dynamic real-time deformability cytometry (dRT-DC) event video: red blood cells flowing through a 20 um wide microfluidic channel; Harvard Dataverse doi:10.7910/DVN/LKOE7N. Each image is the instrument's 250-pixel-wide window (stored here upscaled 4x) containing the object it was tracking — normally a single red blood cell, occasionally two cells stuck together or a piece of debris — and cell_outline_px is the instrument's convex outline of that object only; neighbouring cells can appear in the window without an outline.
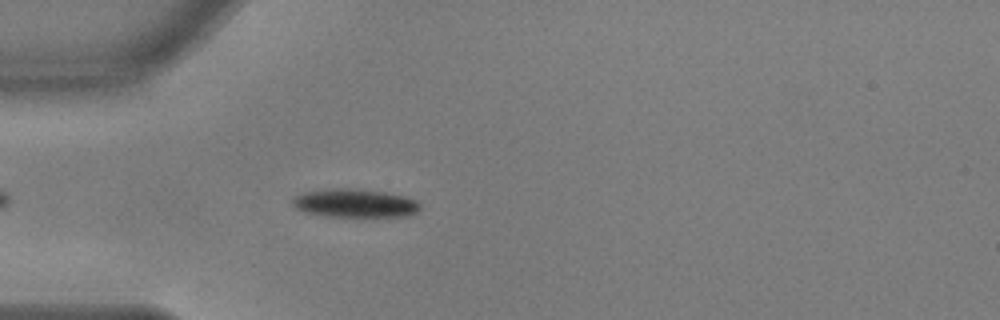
{"species": "common noctule bat (a hibernating species)", "species_latin": "Nyctalus noctula", "temperature_condition": "warm", "stored_images_in_passage": 38, "camera_frame_rate_fps": 3000, "um_per_image_px": 0.085, "animal": {"sex": "male", "body_mass_g": 17.9, "forearm_length_mm": 54.2}, "frame": {"image": 1, "passage_image": 6, "time_ms": 1.667, "image_size_px": [1000, 320], "cell_outline_px": [[420, 208], [412, 216], [328, 216], [304, 212], [296, 208], [292, 204], [292, 196], [300, 192], [328, 188], [360, 188], [384, 192], [404, 196], [416, 200], [420, 204]], "centroid_in_image_um": [30.12, 17.25], "position_along_channel_um": 54.9, "area_um2": 21.44}}
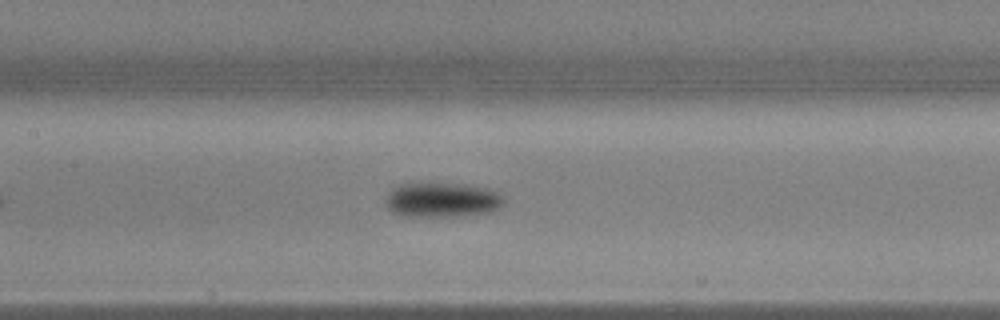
{"frame": {"image": 2, "passage_image": 16, "time_ms": 5.0, "image_size_px": [1000, 320], "cell_outline_px": [[504, 204], [500, 208], [492, 212], [452, 216], [408, 216], [392, 212], [388, 208], [384, 200], [392, 188], [400, 184], [464, 184], [484, 188], [496, 192], [504, 196]], "centroid_in_image_um": [37.59, 17.0], "position_along_channel_um": 169.8, "area_um2": 23.7}}
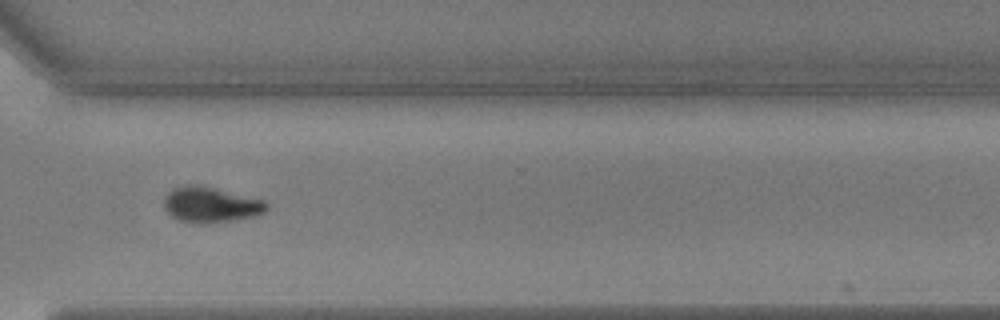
{"frame": {"image": 3, "passage_image": 31, "time_ms": 10.0, "image_size_px": [1000, 320], "cell_outline_px": [[268, 208], [264, 212], [256, 216], [208, 224], [192, 224], [176, 220], [164, 208], [164, 196], [172, 188], [212, 188], [264, 200], [268, 204]], "centroid_in_image_um": [17.92, 17.48], "position_along_channel_um": 352.7, "area_um2": 20.69}, "authors_computed_cell_mechanics": {"area_um2": 22.1663, "velocity_mm_per_s": 3.6652, "shape_relaxation_time_tau1_ms": 2.2937, "shape_relaxation_time_tau2_ms": null, "deformation_change_tau1": 0.1268, "deformation_change_tau2": null}}